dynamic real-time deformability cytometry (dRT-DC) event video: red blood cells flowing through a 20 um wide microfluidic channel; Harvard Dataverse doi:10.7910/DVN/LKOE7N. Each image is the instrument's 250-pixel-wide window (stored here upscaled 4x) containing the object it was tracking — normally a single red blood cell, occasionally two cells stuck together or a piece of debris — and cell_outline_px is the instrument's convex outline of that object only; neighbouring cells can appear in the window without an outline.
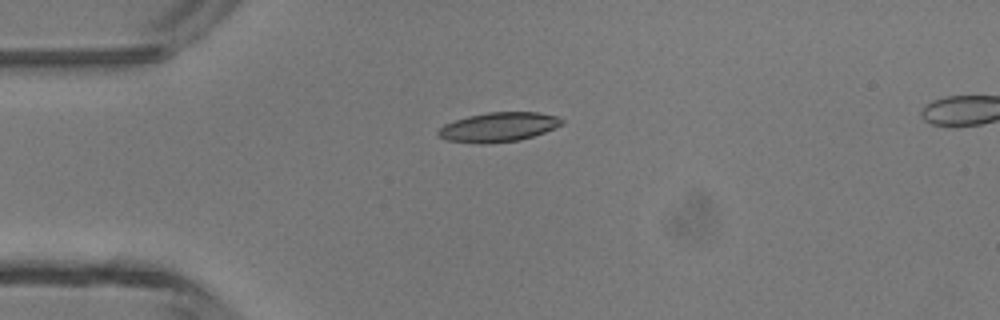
{"species": "common noctule bat (a hibernating species)", "species_latin": "Nyctalus noctula", "temperature_condition": "room temperature", "stored_images_in_passage": 2, "camera_frame_rate_fps": 3000, "um_per_image_px": 0.085, "animal": {"sex": "male", "body_mass_g": 13.3}, "frame": {"image": 1, "passage_image": 1, "time_ms": 0.0, "image_size_px": [1000, 320], "cell_outline_px": [[564, 124], [556, 128], [520, 140], [484, 144], [480, 144], [448, 140], [436, 136], [436, 132], [444, 124], [468, 116], [488, 112], [536, 112], [556, 116], [564, 120]], "centroid_in_image_um": [42.37, 10.8], "position_along_channel_um": 42.6, "area_um2": 21.21}}